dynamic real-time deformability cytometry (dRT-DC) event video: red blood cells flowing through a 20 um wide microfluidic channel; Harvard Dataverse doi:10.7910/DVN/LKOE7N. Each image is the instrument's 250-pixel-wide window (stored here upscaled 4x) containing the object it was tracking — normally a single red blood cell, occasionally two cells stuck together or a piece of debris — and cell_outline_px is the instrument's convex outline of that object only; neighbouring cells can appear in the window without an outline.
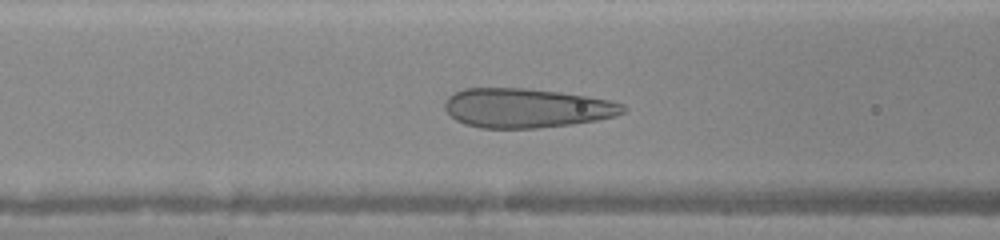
{"species": "human", "species_latin": "Homo sapiens", "temperature_condition": "warm", "stored_images_in_passage": 42, "camera_frame_rate_fps": 3000, "um_per_image_px": 0.085, "donor": {"sex": "female"}, "frame": {"image": 1, "passage_image": 16, "time_ms": 5.0, "image_size_px": [1000, 240], "cell_outline_px": [[628, 108], [624, 112], [616, 116], [596, 120], [572, 124], [536, 128], [480, 128], [464, 124], [456, 120], [444, 108], [444, 104], [448, 96], [464, 88], [524, 88], [560, 92], [608, 100], [624, 104]], "centroid_in_image_um": [44.74, 9.18], "position_along_channel_um": 121.9, "area_um2": 40.81}}
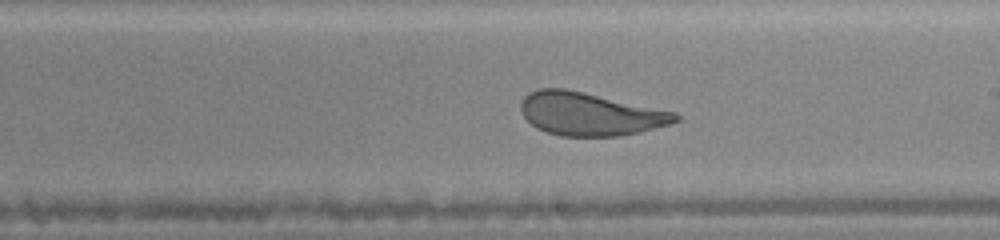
{"frame": {"image": 2, "passage_image": 24, "time_ms": 7.667, "image_size_px": [1000, 240], "cell_outline_px": [[680, 120], [668, 124], [640, 132], [620, 136], [560, 136], [536, 128], [524, 116], [520, 108], [520, 104], [524, 96], [528, 92], [540, 88], [564, 88], [676, 112], [680, 116]], "centroid_in_image_um": [50.13, 9.69], "position_along_channel_um": 238.9, "area_um2": 38.61}}
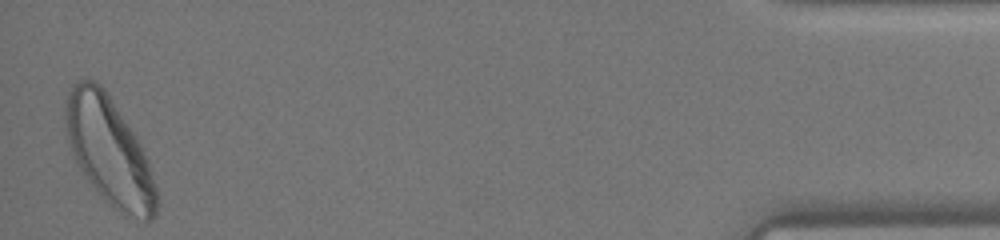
{"frame": {"image": 3, "passage_image": 42, "time_ms": 13.667, "image_size_px": [1000, 240], "cell_outline_px": [[160, 204], [156, 216], [152, 220], [144, 220], [124, 216], [108, 204], [104, 200], [88, 180], [76, 160], [72, 152], [68, 136], [64, 108], [68, 92], [72, 84], [80, 80], [92, 80], [100, 84], [104, 88], [144, 148], [156, 188]], "centroid_in_image_um": [9.33, 12.89], "position_along_channel_um": 425.9, "area_um2": 56.93}}